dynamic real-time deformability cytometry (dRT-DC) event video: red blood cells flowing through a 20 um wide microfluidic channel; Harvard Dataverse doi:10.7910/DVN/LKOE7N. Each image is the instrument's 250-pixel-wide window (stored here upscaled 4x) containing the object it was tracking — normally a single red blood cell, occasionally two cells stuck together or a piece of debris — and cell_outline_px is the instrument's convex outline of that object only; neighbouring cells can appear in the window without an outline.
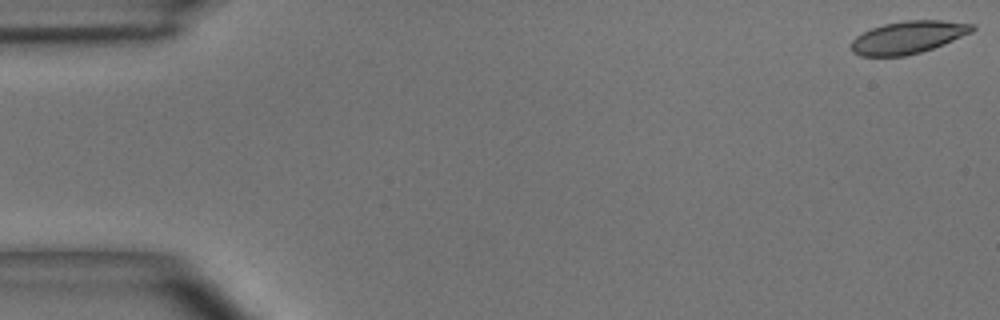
{"species": "common noctule bat (a hibernating species)", "species_latin": "Nyctalus noctula", "temperature_condition": "room temperature", "stored_images_in_passage": 15, "camera_frame_rate_fps": 3000, "um_per_image_px": 0.085, "animal": {"sex": "male", "body_mass_g": 15.6}, "frame": {"image": 1, "passage_image": 1, "time_ms": 0.0, "image_size_px": [1000, 320], "cell_outline_px": [[976, 28], [972, 32], [944, 44], [920, 52], [904, 56], [860, 56], [852, 52], [852, 40], [856, 36], [872, 28], [884, 24], [904, 20], [940, 20], [976, 24]], "centroid_in_image_um": [77.21, 3.16], "position_along_channel_um": 7.8, "area_um2": 22.89}}
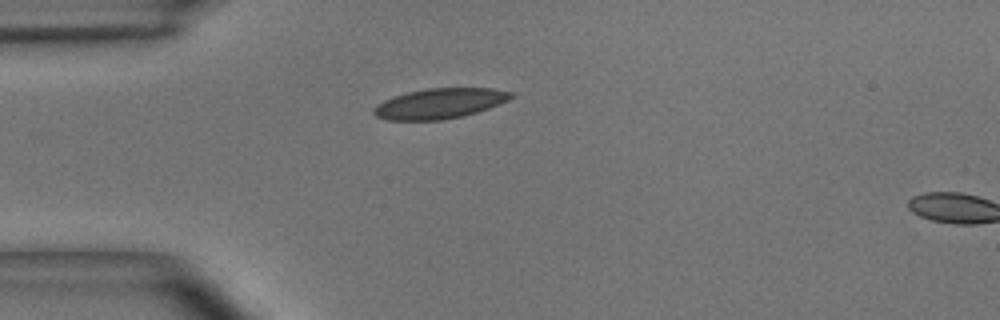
{"frame": {"image": 2, "passage_image": 13, "time_ms": 4.0, "image_size_px": [1000, 320], "cell_outline_px": [[516, 96], [508, 100], [488, 108], [464, 116], [440, 120], [388, 120], [376, 116], [372, 112], [372, 108], [384, 100], [392, 96], [408, 92], [428, 88], [492, 88], [512, 92]], "centroid_in_image_um": [37.36, 8.79], "position_along_channel_um": 47.6, "area_um2": 24.22}}